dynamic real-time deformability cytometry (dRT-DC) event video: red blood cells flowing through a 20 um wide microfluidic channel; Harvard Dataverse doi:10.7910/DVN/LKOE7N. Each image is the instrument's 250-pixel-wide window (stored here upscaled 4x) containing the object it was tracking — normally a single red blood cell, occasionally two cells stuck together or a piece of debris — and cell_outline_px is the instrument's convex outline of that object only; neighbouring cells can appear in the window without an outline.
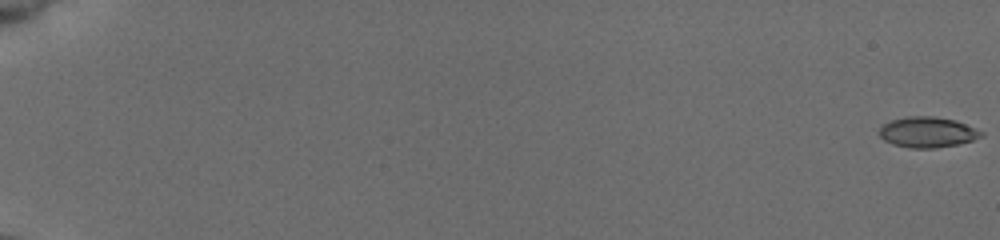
{"species": "common noctule bat (a hibernating species)", "species_latin": "Nyctalus noctula", "temperature_condition": "cold", "stored_images_in_passage": 37, "camera_frame_rate_fps": 3000, "um_per_image_px": 0.085, "animal": {"sex": "female", "body_mass_g": 19.5, "forearm_length_mm": 54.1}, "frame": {"image": 1, "passage_image": 1, "time_ms": 0.0, "image_size_px": [1000, 240], "cell_outline_px": [[984, 136], [972, 140], [956, 144], [936, 148], [908, 148], [892, 144], [884, 140], [880, 136], [880, 128], [884, 124], [892, 120], [908, 116], [932, 116], [956, 120], [984, 132]], "centroid_in_image_um": [78.84, 11.24], "position_along_channel_um": 6.2, "area_um2": 18.09}}
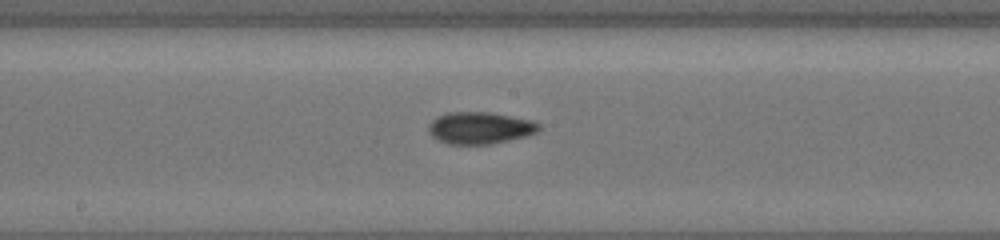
{"frame": {"image": 2, "passage_image": 22, "time_ms": 7.0, "image_size_px": [1000, 240], "cell_outline_px": [[540, 128], [536, 132], [528, 136], [492, 144], [448, 144], [432, 136], [428, 132], [428, 124], [436, 116], [448, 112], [492, 112], [532, 120], [540, 124]], "centroid_in_image_um": [40.8, 10.87], "position_along_channel_um": 207.4, "area_um2": 20.75}}
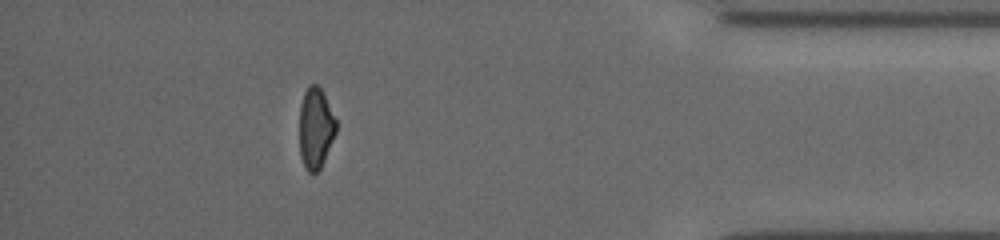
{"frame": {"image": 3, "passage_image": 32, "time_ms": 10.333, "image_size_px": [1000, 240], "cell_outline_px": [[336, 132], [324, 160], [320, 168], [316, 172], [308, 172], [304, 168], [300, 156], [300, 104], [304, 92], [308, 84], [316, 84], [324, 92], [336, 120]], "centroid_in_image_um": [26.82, 10.87], "position_along_channel_um": 408.4, "area_um2": 17.34}}